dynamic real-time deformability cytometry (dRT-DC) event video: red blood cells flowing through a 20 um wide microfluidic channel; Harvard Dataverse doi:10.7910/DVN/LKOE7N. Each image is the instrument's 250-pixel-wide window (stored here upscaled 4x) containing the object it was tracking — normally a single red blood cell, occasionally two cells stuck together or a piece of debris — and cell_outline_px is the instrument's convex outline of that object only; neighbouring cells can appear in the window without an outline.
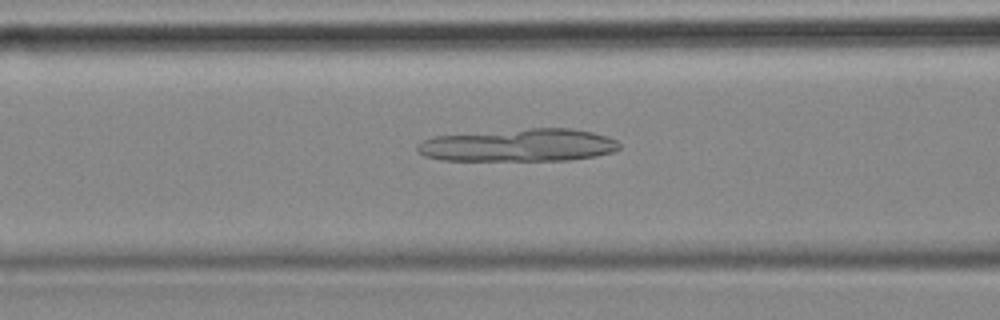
{"species": "common noctule bat (a hibernating species)", "species_latin": "Nyctalus noctula", "temperature_condition": "cold", "stored_images_in_passage": 55, "camera_frame_rate_fps": 3000, "um_per_image_px": 0.085, "animal": {"sex": "female", "body_mass_g": 18.4}, "frame": {"image": 1, "passage_image": 21, "time_ms": 6.667, "image_size_px": [1000, 320], "cell_outline_px": [[620, 148], [612, 152], [596, 156], [568, 160], [440, 160], [424, 156], [416, 148], [416, 144], [432, 136], [528, 128], [572, 128], [592, 132], [608, 136], [616, 140], [620, 144]], "centroid_in_image_um": [44.1, 12.34], "position_along_channel_um": 122.5, "area_um2": 38.67}}
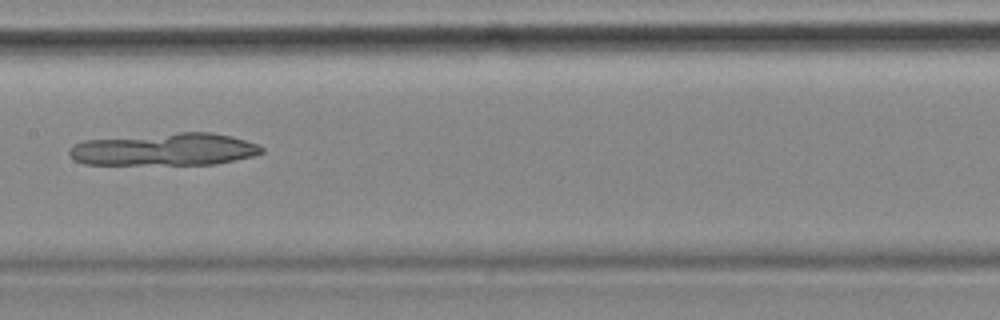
{"frame": {"image": 2, "passage_image": 27, "time_ms": 8.667, "image_size_px": [1000, 320], "cell_outline_px": [[264, 152], [252, 156], [216, 164], [84, 164], [76, 160], [68, 152], [76, 144], [84, 140], [176, 132], [212, 132], [232, 136], [260, 144], [264, 148]], "centroid_in_image_um": [14.07, 12.69], "position_along_channel_um": 193.3, "area_um2": 36.36}}
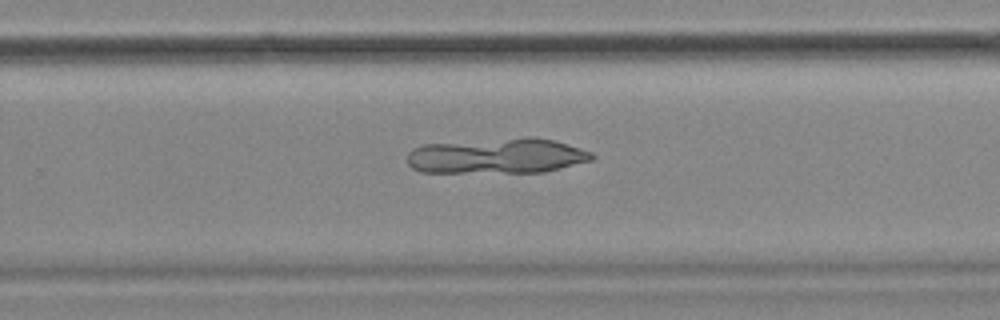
{"frame": {"image": 3, "passage_image": 35, "time_ms": 11.333, "image_size_px": [1000, 320], "cell_outline_px": [[596, 156], [592, 160], [544, 172], [420, 172], [412, 168], [408, 164], [408, 152], [412, 148], [424, 144], [524, 136], [536, 136], [552, 140], [580, 148], [592, 152]], "centroid_in_image_um": [42.24, 13.24], "position_along_channel_um": 287.6, "area_um2": 38.38}}